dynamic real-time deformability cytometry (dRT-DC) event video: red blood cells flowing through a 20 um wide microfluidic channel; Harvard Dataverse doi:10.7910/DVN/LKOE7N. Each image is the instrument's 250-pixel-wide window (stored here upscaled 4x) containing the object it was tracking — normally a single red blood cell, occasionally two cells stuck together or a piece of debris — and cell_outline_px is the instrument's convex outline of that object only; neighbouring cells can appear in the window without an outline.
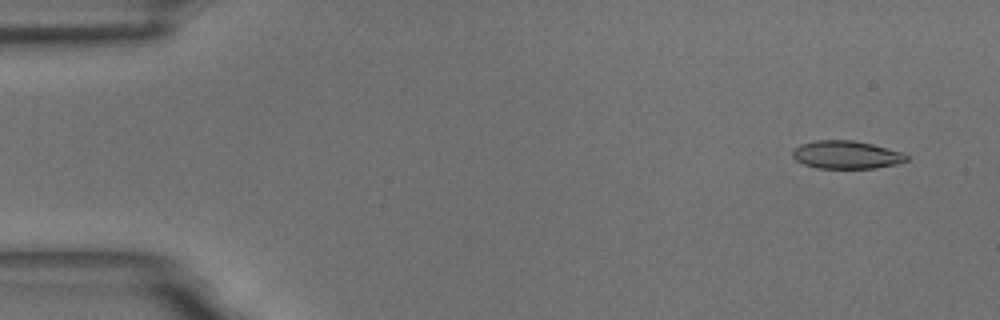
{"species": "common noctule bat (a hibernating species)", "species_latin": "Nyctalus noctula", "temperature_condition": "room temperature", "stored_images_in_passage": 55, "camera_frame_rate_fps": 3000, "um_per_image_px": 0.085, "animal": {"sex": "male", "body_mass_g": 18.8}, "frame": {"image": 1, "passage_image": 4, "time_ms": 1.0, "image_size_px": [1000, 320], "cell_outline_px": [[908, 160], [896, 164], [876, 168], [816, 168], [804, 164], [796, 160], [792, 156], [792, 148], [800, 144], [816, 140], [852, 140], [872, 144], [904, 152], [908, 156]], "centroid_in_image_um": [71.93, 13.15], "position_along_channel_um": 13.1, "area_um2": 18.73}}
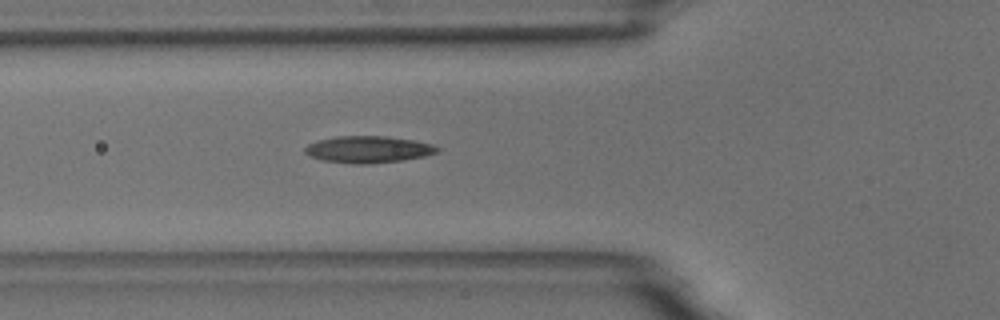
{"frame": {"image": 2, "passage_image": 20, "time_ms": 6.333, "image_size_px": [1000, 320], "cell_outline_px": [[440, 148], [436, 152], [424, 156], [404, 160], [368, 164], [352, 164], [324, 160], [312, 156], [304, 152], [304, 148], [308, 144], [316, 140], [336, 136], [388, 136], [412, 140], [432, 144]], "centroid_in_image_um": [31.28, 12.69], "position_along_channel_um": 94.5, "area_um2": 20.63}}
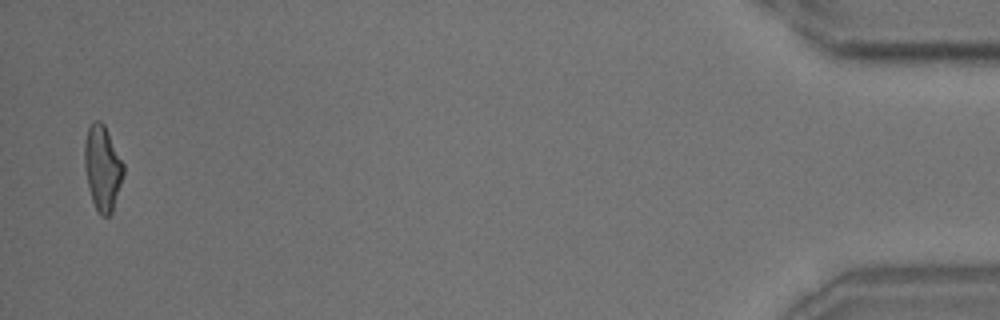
{"frame": {"image": 3, "passage_image": 54, "time_ms": 17.667, "image_size_px": [1000, 320], "cell_outline_px": [[124, 176], [112, 212], [108, 216], [100, 216], [92, 200], [88, 188], [84, 164], [84, 144], [88, 128], [96, 120], [100, 120], [104, 124], [124, 164]], "centroid_in_image_um": [8.71, 14.29], "position_along_channel_um": 426.5, "area_um2": 19.31}, "authors_computed_cell_mechanics": {"area_um2": 19.3052, "velocity_mm_per_s": 3.7006, "shape_relaxation_time_tau1_ms": 7.5687, "shape_relaxation_time_tau2_ms": 2.1867, "deformation_change_tau1": 0.2118, "deformation_change_tau2": 0.1072}}